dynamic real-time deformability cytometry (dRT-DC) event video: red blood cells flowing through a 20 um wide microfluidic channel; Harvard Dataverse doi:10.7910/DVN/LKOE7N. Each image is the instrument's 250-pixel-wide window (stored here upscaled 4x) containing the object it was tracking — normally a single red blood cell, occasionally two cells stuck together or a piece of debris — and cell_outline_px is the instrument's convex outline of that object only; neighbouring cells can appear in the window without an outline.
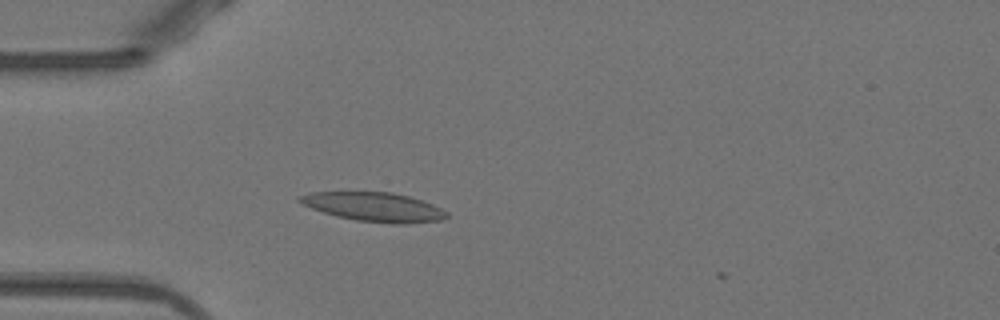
{"species": "Egyptian fruit bat (a non-hibernating species)", "species_latin": "Rousettus aegyptiacus", "temperature_condition": "warm", "stored_images_in_passage": 2, "camera_frame_rate_fps": 3000, "um_per_image_px": 0.085, "animal": {"sex": "female"}, "frame": {"image": 1, "passage_image": 1, "time_ms": 0.0, "image_size_px": [1000, 320], "cell_outline_px": [[448, 216], [444, 220], [404, 224], [392, 224], [356, 220], [336, 216], [300, 204], [296, 200], [296, 196], [308, 192], [392, 192], [408, 196], [432, 204], [448, 212]], "centroid_in_image_um": [31.76, 17.59], "position_along_channel_um": 53.2, "area_um2": 25.09}}